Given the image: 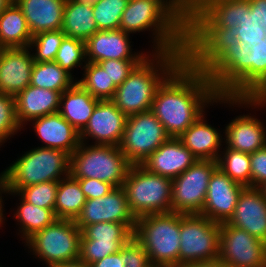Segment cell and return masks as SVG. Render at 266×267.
I'll list each match as a JSON object with an SVG mask.
<instances>
[{"label": "cell", "instance_id": "obj_1", "mask_svg": "<svg viewBox=\"0 0 266 267\" xmlns=\"http://www.w3.org/2000/svg\"><path fill=\"white\" fill-rule=\"evenodd\" d=\"M196 63L219 95L253 97L266 88V37L242 45L225 35Z\"/></svg>", "mask_w": 266, "mask_h": 267}, {"label": "cell", "instance_id": "obj_26", "mask_svg": "<svg viewBox=\"0 0 266 267\" xmlns=\"http://www.w3.org/2000/svg\"><path fill=\"white\" fill-rule=\"evenodd\" d=\"M14 2L22 10L32 36L62 28L66 0H14Z\"/></svg>", "mask_w": 266, "mask_h": 267}, {"label": "cell", "instance_id": "obj_13", "mask_svg": "<svg viewBox=\"0 0 266 267\" xmlns=\"http://www.w3.org/2000/svg\"><path fill=\"white\" fill-rule=\"evenodd\" d=\"M217 167L215 160H197L185 172L172 179V212L200 214L210 177Z\"/></svg>", "mask_w": 266, "mask_h": 267}, {"label": "cell", "instance_id": "obj_41", "mask_svg": "<svg viewBox=\"0 0 266 267\" xmlns=\"http://www.w3.org/2000/svg\"><path fill=\"white\" fill-rule=\"evenodd\" d=\"M22 126L16 117L15 97L11 94L0 92V147L7 138L12 137Z\"/></svg>", "mask_w": 266, "mask_h": 267}, {"label": "cell", "instance_id": "obj_24", "mask_svg": "<svg viewBox=\"0 0 266 267\" xmlns=\"http://www.w3.org/2000/svg\"><path fill=\"white\" fill-rule=\"evenodd\" d=\"M263 122L253 115H239L225 127L226 147L244 153H253L266 146Z\"/></svg>", "mask_w": 266, "mask_h": 267}, {"label": "cell", "instance_id": "obj_30", "mask_svg": "<svg viewBox=\"0 0 266 267\" xmlns=\"http://www.w3.org/2000/svg\"><path fill=\"white\" fill-rule=\"evenodd\" d=\"M61 30L67 37L86 41L97 31L93 6H85L75 0H66Z\"/></svg>", "mask_w": 266, "mask_h": 267}, {"label": "cell", "instance_id": "obj_12", "mask_svg": "<svg viewBox=\"0 0 266 267\" xmlns=\"http://www.w3.org/2000/svg\"><path fill=\"white\" fill-rule=\"evenodd\" d=\"M169 138L162 123L149 110L127 117L119 148L132 165H141Z\"/></svg>", "mask_w": 266, "mask_h": 267}, {"label": "cell", "instance_id": "obj_51", "mask_svg": "<svg viewBox=\"0 0 266 267\" xmlns=\"http://www.w3.org/2000/svg\"><path fill=\"white\" fill-rule=\"evenodd\" d=\"M189 14H191L202 0H176Z\"/></svg>", "mask_w": 266, "mask_h": 267}, {"label": "cell", "instance_id": "obj_8", "mask_svg": "<svg viewBox=\"0 0 266 267\" xmlns=\"http://www.w3.org/2000/svg\"><path fill=\"white\" fill-rule=\"evenodd\" d=\"M132 164L119 146H87L80 142L70 155L69 175L72 178H95L122 187Z\"/></svg>", "mask_w": 266, "mask_h": 267}, {"label": "cell", "instance_id": "obj_11", "mask_svg": "<svg viewBox=\"0 0 266 267\" xmlns=\"http://www.w3.org/2000/svg\"><path fill=\"white\" fill-rule=\"evenodd\" d=\"M81 230L74 220L57 219L27 239L26 245L46 265L79 259Z\"/></svg>", "mask_w": 266, "mask_h": 267}, {"label": "cell", "instance_id": "obj_44", "mask_svg": "<svg viewBox=\"0 0 266 267\" xmlns=\"http://www.w3.org/2000/svg\"><path fill=\"white\" fill-rule=\"evenodd\" d=\"M251 187H261L266 183V146L250 153Z\"/></svg>", "mask_w": 266, "mask_h": 267}, {"label": "cell", "instance_id": "obj_47", "mask_svg": "<svg viewBox=\"0 0 266 267\" xmlns=\"http://www.w3.org/2000/svg\"><path fill=\"white\" fill-rule=\"evenodd\" d=\"M215 102H219V104L227 103L230 106L238 105L239 107L245 105L246 108L252 107V109L266 107V97H230L219 95Z\"/></svg>", "mask_w": 266, "mask_h": 267}, {"label": "cell", "instance_id": "obj_34", "mask_svg": "<svg viewBox=\"0 0 266 267\" xmlns=\"http://www.w3.org/2000/svg\"><path fill=\"white\" fill-rule=\"evenodd\" d=\"M82 69H84L83 78L76 82L94 98L112 100L117 87L111 82L108 73L94 62H87Z\"/></svg>", "mask_w": 266, "mask_h": 267}, {"label": "cell", "instance_id": "obj_7", "mask_svg": "<svg viewBox=\"0 0 266 267\" xmlns=\"http://www.w3.org/2000/svg\"><path fill=\"white\" fill-rule=\"evenodd\" d=\"M69 165L70 155L63 150L31 149L6 168L8 191L18 193L29 185L60 181L69 176Z\"/></svg>", "mask_w": 266, "mask_h": 267}, {"label": "cell", "instance_id": "obj_58", "mask_svg": "<svg viewBox=\"0 0 266 267\" xmlns=\"http://www.w3.org/2000/svg\"><path fill=\"white\" fill-rule=\"evenodd\" d=\"M150 267H162V266H157V265H153V264H152Z\"/></svg>", "mask_w": 266, "mask_h": 267}, {"label": "cell", "instance_id": "obj_50", "mask_svg": "<svg viewBox=\"0 0 266 267\" xmlns=\"http://www.w3.org/2000/svg\"><path fill=\"white\" fill-rule=\"evenodd\" d=\"M8 191V185H7V173L6 169L1 172L0 174V225H2L4 219V214H3V200H2V193H7Z\"/></svg>", "mask_w": 266, "mask_h": 267}, {"label": "cell", "instance_id": "obj_46", "mask_svg": "<svg viewBox=\"0 0 266 267\" xmlns=\"http://www.w3.org/2000/svg\"><path fill=\"white\" fill-rule=\"evenodd\" d=\"M158 2L187 32L190 14L176 0H151Z\"/></svg>", "mask_w": 266, "mask_h": 267}, {"label": "cell", "instance_id": "obj_39", "mask_svg": "<svg viewBox=\"0 0 266 267\" xmlns=\"http://www.w3.org/2000/svg\"><path fill=\"white\" fill-rule=\"evenodd\" d=\"M54 62L72 75V69L82 67L83 62L87 63L85 42L66 36L56 53Z\"/></svg>", "mask_w": 266, "mask_h": 267}, {"label": "cell", "instance_id": "obj_17", "mask_svg": "<svg viewBox=\"0 0 266 267\" xmlns=\"http://www.w3.org/2000/svg\"><path fill=\"white\" fill-rule=\"evenodd\" d=\"M126 121L127 116L112 100H99L87 126L80 133V142L85 143L91 137L96 145L119 146Z\"/></svg>", "mask_w": 266, "mask_h": 267}, {"label": "cell", "instance_id": "obj_53", "mask_svg": "<svg viewBox=\"0 0 266 267\" xmlns=\"http://www.w3.org/2000/svg\"><path fill=\"white\" fill-rule=\"evenodd\" d=\"M224 265L219 261H210V262H199V263H191L184 267H223Z\"/></svg>", "mask_w": 266, "mask_h": 267}, {"label": "cell", "instance_id": "obj_42", "mask_svg": "<svg viewBox=\"0 0 266 267\" xmlns=\"http://www.w3.org/2000/svg\"><path fill=\"white\" fill-rule=\"evenodd\" d=\"M121 262L125 267H150L149 256L134 236L121 247Z\"/></svg>", "mask_w": 266, "mask_h": 267}, {"label": "cell", "instance_id": "obj_31", "mask_svg": "<svg viewBox=\"0 0 266 267\" xmlns=\"http://www.w3.org/2000/svg\"><path fill=\"white\" fill-rule=\"evenodd\" d=\"M86 196L79 182L70 175L58 181L54 213L57 219L76 220L84 207Z\"/></svg>", "mask_w": 266, "mask_h": 267}, {"label": "cell", "instance_id": "obj_54", "mask_svg": "<svg viewBox=\"0 0 266 267\" xmlns=\"http://www.w3.org/2000/svg\"><path fill=\"white\" fill-rule=\"evenodd\" d=\"M14 0H0V13L3 12Z\"/></svg>", "mask_w": 266, "mask_h": 267}, {"label": "cell", "instance_id": "obj_20", "mask_svg": "<svg viewBox=\"0 0 266 267\" xmlns=\"http://www.w3.org/2000/svg\"><path fill=\"white\" fill-rule=\"evenodd\" d=\"M130 34L121 29L98 30L85 41L87 62L99 63L103 60H143L148 55L132 53Z\"/></svg>", "mask_w": 266, "mask_h": 267}, {"label": "cell", "instance_id": "obj_6", "mask_svg": "<svg viewBox=\"0 0 266 267\" xmlns=\"http://www.w3.org/2000/svg\"><path fill=\"white\" fill-rule=\"evenodd\" d=\"M133 236L146 250L151 264L179 267L180 213L138 217Z\"/></svg>", "mask_w": 266, "mask_h": 267}, {"label": "cell", "instance_id": "obj_28", "mask_svg": "<svg viewBox=\"0 0 266 267\" xmlns=\"http://www.w3.org/2000/svg\"><path fill=\"white\" fill-rule=\"evenodd\" d=\"M99 99L94 98L77 82L60 97V115L80 134L87 126Z\"/></svg>", "mask_w": 266, "mask_h": 267}, {"label": "cell", "instance_id": "obj_57", "mask_svg": "<svg viewBox=\"0 0 266 267\" xmlns=\"http://www.w3.org/2000/svg\"><path fill=\"white\" fill-rule=\"evenodd\" d=\"M260 188L262 189L263 194H264V196L266 198V183H264Z\"/></svg>", "mask_w": 266, "mask_h": 267}, {"label": "cell", "instance_id": "obj_18", "mask_svg": "<svg viewBox=\"0 0 266 267\" xmlns=\"http://www.w3.org/2000/svg\"><path fill=\"white\" fill-rule=\"evenodd\" d=\"M243 188L217 167L210 177L200 214L219 224L228 222Z\"/></svg>", "mask_w": 266, "mask_h": 267}, {"label": "cell", "instance_id": "obj_15", "mask_svg": "<svg viewBox=\"0 0 266 267\" xmlns=\"http://www.w3.org/2000/svg\"><path fill=\"white\" fill-rule=\"evenodd\" d=\"M219 261L226 267H266V243L238 227L220 224Z\"/></svg>", "mask_w": 266, "mask_h": 267}, {"label": "cell", "instance_id": "obj_35", "mask_svg": "<svg viewBox=\"0 0 266 267\" xmlns=\"http://www.w3.org/2000/svg\"><path fill=\"white\" fill-rule=\"evenodd\" d=\"M218 157L217 165L234 182L251 187L250 154L233 150L225 146ZM222 155V156H221Z\"/></svg>", "mask_w": 266, "mask_h": 267}, {"label": "cell", "instance_id": "obj_37", "mask_svg": "<svg viewBox=\"0 0 266 267\" xmlns=\"http://www.w3.org/2000/svg\"><path fill=\"white\" fill-rule=\"evenodd\" d=\"M66 35L63 31H44L32 36L29 49L35 48L32 53L34 62L54 61L56 53Z\"/></svg>", "mask_w": 266, "mask_h": 267}, {"label": "cell", "instance_id": "obj_22", "mask_svg": "<svg viewBox=\"0 0 266 267\" xmlns=\"http://www.w3.org/2000/svg\"><path fill=\"white\" fill-rule=\"evenodd\" d=\"M197 160L178 138L170 137L147 157L141 166L153 174L174 179Z\"/></svg>", "mask_w": 266, "mask_h": 267}, {"label": "cell", "instance_id": "obj_5", "mask_svg": "<svg viewBox=\"0 0 266 267\" xmlns=\"http://www.w3.org/2000/svg\"><path fill=\"white\" fill-rule=\"evenodd\" d=\"M120 29L128 34L151 29L155 35L152 53H187V31L156 1L129 0L121 16Z\"/></svg>", "mask_w": 266, "mask_h": 267}, {"label": "cell", "instance_id": "obj_19", "mask_svg": "<svg viewBox=\"0 0 266 267\" xmlns=\"http://www.w3.org/2000/svg\"><path fill=\"white\" fill-rule=\"evenodd\" d=\"M266 243V198L259 187H244L227 222Z\"/></svg>", "mask_w": 266, "mask_h": 267}, {"label": "cell", "instance_id": "obj_33", "mask_svg": "<svg viewBox=\"0 0 266 267\" xmlns=\"http://www.w3.org/2000/svg\"><path fill=\"white\" fill-rule=\"evenodd\" d=\"M20 205L17 206L14 218L18 221L20 225V236L25 241L29 239L32 235L38 231L43 230L46 226L53 224L57 217L54 210L41 208L28 203L22 197H20ZM23 236V237H22Z\"/></svg>", "mask_w": 266, "mask_h": 267}, {"label": "cell", "instance_id": "obj_43", "mask_svg": "<svg viewBox=\"0 0 266 267\" xmlns=\"http://www.w3.org/2000/svg\"><path fill=\"white\" fill-rule=\"evenodd\" d=\"M142 60H103L98 64L108 73L111 82L120 86Z\"/></svg>", "mask_w": 266, "mask_h": 267}, {"label": "cell", "instance_id": "obj_48", "mask_svg": "<svg viewBox=\"0 0 266 267\" xmlns=\"http://www.w3.org/2000/svg\"><path fill=\"white\" fill-rule=\"evenodd\" d=\"M249 7L254 11V17L257 23L266 32V0H249Z\"/></svg>", "mask_w": 266, "mask_h": 267}, {"label": "cell", "instance_id": "obj_52", "mask_svg": "<svg viewBox=\"0 0 266 267\" xmlns=\"http://www.w3.org/2000/svg\"><path fill=\"white\" fill-rule=\"evenodd\" d=\"M49 267H90V266L87 265L82 260L77 259V260H74V261H69V262H64V263H57V264L51 265Z\"/></svg>", "mask_w": 266, "mask_h": 267}, {"label": "cell", "instance_id": "obj_45", "mask_svg": "<svg viewBox=\"0 0 266 267\" xmlns=\"http://www.w3.org/2000/svg\"><path fill=\"white\" fill-rule=\"evenodd\" d=\"M81 187L86 199H95L109 194L115 187L108 183L95 178H74Z\"/></svg>", "mask_w": 266, "mask_h": 267}, {"label": "cell", "instance_id": "obj_10", "mask_svg": "<svg viewBox=\"0 0 266 267\" xmlns=\"http://www.w3.org/2000/svg\"><path fill=\"white\" fill-rule=\"evenodd\" d=\"M220 224L201 214H180L179 267L219 259Z\"/></svg>", "mask_w": 266, "mask_h": 267}, {"label": "cell", "instance_id": "obj_25", "mask_svg": "<svg viewBox=\"0 0 266 267\" xmlns=\"http://www.w3.org/2000/svg\"><path fill=\"white\" fill-rule=\"evenodd\" d=\"M14 97L16 117L22 128L27 121L59 112L60 92L29 85Z\"/></svg>", "mask_w": 266, "mask_h": 267}, {"label": "cell", "instance_id": "obj_36", "mask_svg": "<svg viewBox=\"0 0 266 267\" xmlns=\"http://www.w3.org/2000/svg\"><path fill=\"white\" fill-rule=\"evenodd\" d=\"M129 0H98L93 5V17L98 30L120 29L123 11Z\"/></svg>", "mask_w": 266, "mask_h": 267}, {"label": "cell", "instance_id": "obj_3", "mask_svg": "<svg viewBox=\"0 0 266 267\" xmlns=\"http://www.w3.org/2000/svg\"><path fill=\"white\" fill-rule=\"evenodd\" d=\"M152 54H148L117 87L112 99L127 117L149 111L158 86L186 58L183 51Z\"/></svg>", "mask_w": 266, "mask_h": 267}, {"label": "cell", "instance_id": "obj_40", "mask_svg": "<svg viewBox=\"0 0 266 267\" xmlns=\"http://www.w3.org/2000/svg\"><path fill=\"white\" fill-rule=\"evenodd\" d=\"M266 32L257 23L254 11L249 7V0H243V18L241 24L228 34L229 37L236 39L240 44L261 41L266 37Z\"/></svg>", "mask_w": 266, "mask_h": 267}, {"label": "cell", "instance_id": "obj_2", "mask_svg": "<svg viewBox=\"0 0 266 267\" xmlns=\"http://www.w3.org/2000/svg\"><path fill=\"white\" fill-rule=\"evenodd\" d=\"M218 96L202 68L185 58L158 86L150 111L170 137L178 138Z\"/></svg>", "mask_w": 266, "mask_h": 267}, {"label": "cell", "instance_id": "obj_49", "mask_svg": "<svg viewBox=\"0 0 266 267\" xmlns=\"http://www.w3.org/2000/svg\"><path fill=\"white\" fill-rule=\"evenodd\" d=\"M90 267H125L121 262V249L105 258L92 263Z\"/></svg>", "mask_w": 266, "mask_h": 267}, {"label": "cell", "instance_id": "obj_4", "mask_svg": "<svg viewBox=\"0 0 266 267\" xmlns=\"http://www.w3.org/2000/svg\"><path fill=\"white\" fill-rule=\"evenodd\" d=\"M243 0H202L190 14L186 59L197 61L219 38L241 24Z\"/></svg>", "mask_w": 266, "mask_h": 267}, {"label": "cell", "instance_id": "obj_55", "mask_svg": "<svg viewBox=\"0 0 266 267\" xmlns=\"http://www.w3.org/2000/svg\"><path fill=\"white\" fill-rule=\"evenodd\" d=\"M75 1L85 6H93L98 0H75Z\"/></svg>", "mask_w": 266, "mask_h": 267}, {"label": "cell", "instance_id": "obj_21", "mask_svg": "<svg viewBox=\"0 0 266 267\" xmlns=\"http://www.w3.org/2000/svg\"><path fill=\"white\" fill-rule=\"evenodd\" d=\"M26 48L0 49V92L15 96L30 85L33 56Z\"/></svg>", "mask_w": 266, "mask_h": 267}, {"label": "cell", "instance_id": "obj_23", "mask_svg": "<svg viewBox=\"0 0 266 267\" xmlns=\"http://www.w3.org/2000/svg\"><path fill=\"white\" fill-rule=\"evenodd\" d=\"M41 147L63 150L71 155L80 144V134L59 112L30 120ZM34 121V122H33Z\"/></svg>", "mask_w": 266, "mask_h": 267}, {"label": "cell", "instance_id": "obj_9", "mask_svg": "<svg viewBox=\"0 0 266 267\" xmlns=\"http://www.w3.org/2000/svg\"><path fill=\"white\" fill-rule=\"evenodd\" d=\"M129 209L135 218L172 212V179L153 174L141 165H132L122 185Z\"/></svg>", "mask_w": 266, "mask_h": 267}, {"label": "cell", "instance_id": "obj_27", "mask_svg": "<svg viewBox=\"0 0 266 267\" xmlns=\"http://www.w3.org/2000/svg\"><path fill=\"white\" fill-rule=\"evenodd\" d=\"M178 139L198 160H218L221 133L205 121V113L198 118Z\"/></svg>", "mask_w": 266, "mask_h": 267}, {"label": "cell", "instance_id": "obj_29", "mask_svg": "<svg viewBox=\"0 0 266 267\" xmlns=\"http://www.w3.org/2000/svg\"><path fill=\"white\" fill-rule=\"evenodd\" d=\"M31 39L32 34L29 31L26 18L13 1L0 13V49L26 48Z\"/></svg>", "mask_w": 266, "mask_h": 267}, {"label": "cell", "instance_id": "obj_38", "mask_svg": "<svg viewBox=\"0 0 266 267\" xmlns=\"http://www.w3.org/2000/svg\"><path fill=\"white\" fill-rule=\"evenodd\" d=\"M57 188L58 181H49L23 187L18 193L7 191V194L20 196L37 207L54 210Z\"/></svg>", "mask_w": 266, "mask_h": 267}, {"label": "cell", "instance_id": "obj_56", "mask_svg": "<svg viewBox=\"0 0 266 267\" xmlns=\"http://www.w3.org/2000/svg\"><path fill=\"white\" fill-rule=\"evenodd\" d=\"M253 97H266V88L262 91L257 92Z\"/></svg>", "mask_w": 266, "mask_h": 267}, {"label": "cell", "instance_id": "obj_16", "mask_svg": "<svg viewBox=\"0 0 266 267\" xmlns=\"http://www.w3.org/2000/svg\"><path fill=\"white\" fill-rule=\"evenodd\" d=\"M99 222L136 224V218L129 209L125 191L114 188L109 194L87 199L75 223L82 230L85 226Z\"/></svg>", "mask_w": 266, "mask_h": 267}, {"label": "cell", "instance_id": "obj_32", "mask_svg": "<svg viewBox=\"0 0 266 267\" xmlns=\"http://www.w3.org/2000/svg\"><path fill=\"white\" fill-rule=\"evenodd\" d=\"M77 80L73 75L62 69L56 62H35L30 85L42 89H50L61 94L72 87Z\"/></svg>", "mask_w": 266, "mask_h": 267}, {"label": "cell", "instance_id": "obj_14", "mask_svg": "<svg viewBox=\"0 0 266 267\" xmlns=\"http://www.w3.org/2000/svg\"><path fill=\"white\" fill-rule=\"evenodd\" d=\"M136 224L99 222L81 230L79 259L91 265L118 252L134 233Z\"/></svg>", "mask_w": 266, "mask_h": 267}]
</instances>
